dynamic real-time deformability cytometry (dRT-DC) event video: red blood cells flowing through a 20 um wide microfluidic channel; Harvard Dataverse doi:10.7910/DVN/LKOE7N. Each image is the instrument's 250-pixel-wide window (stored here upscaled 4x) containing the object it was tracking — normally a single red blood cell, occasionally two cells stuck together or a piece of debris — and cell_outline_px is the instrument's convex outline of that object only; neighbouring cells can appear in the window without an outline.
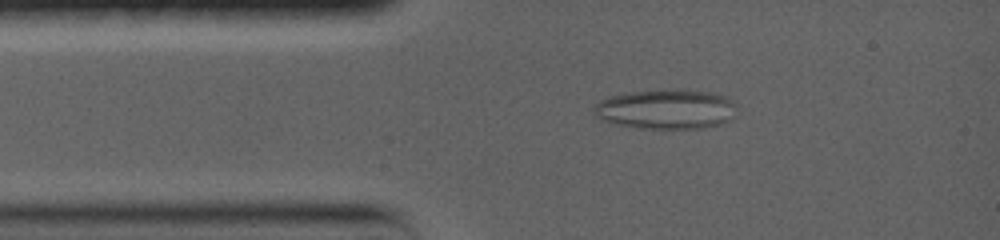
{"species": "common noctule bat (a hibernating species)", "species_latin": "Nyctalus noctula", "temperature_condition": "warm", "stored_images_in_passage": 71, "camera_frame_rate_fps": 5000, "um_per_image_px": 0.085, "animal": {"sex": "female", "body_mass_g": 19.0, "forearm_length_mm": 56.7}, "frame": {"image": 1, "passage_image": 7, "time_ms": 2.0, "image_size_px": [1000, 240], "cell_outline_px": [[736, 116], [732, 120], [720, 124], [704, 128], [636, 128], [616, 124], [604, 120], [596, 116], [592, 112], [596, 104], [600, 100], [612, 96], [632, 92], [712, 92], [724, 96], [736, 104]], "centroid_in_image_um": [56.65, 9.33], "position_along_channel_um": 28.3, "area_um2": 32.19}}
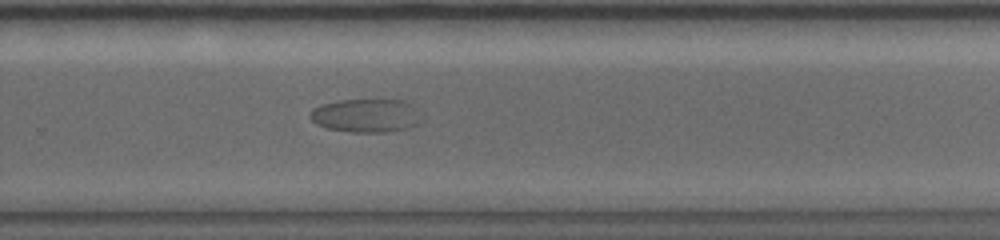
{"frame": {"image": 2, "passage_image": 40, "time_ms": 10.8, "image_size_px": [1000, 240], "cell_outline_px": [[424, 120], [420, 124], [408, 128], [388, 132], [352, 132], [328, 128], [316, 124], [312, 120], [312, 112], [316, 108], [324, 104], [340, 100], [380, 96], [404, 100], [412, 104], [424, 116]], "centroid_in_image_um": [31.28, 9.77], "position_along_channel_um": 298.5, "area_um2": 22.72}}
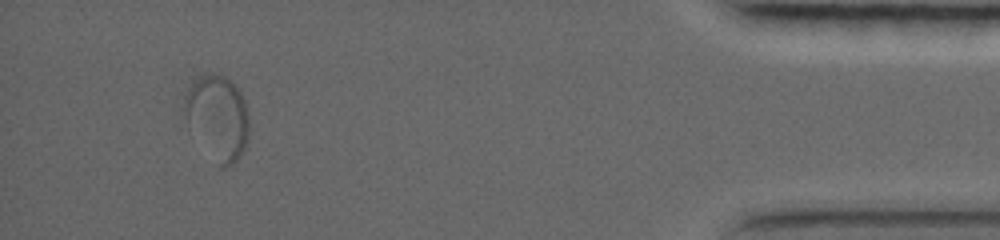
{"frame": {"image": 3, "passage_image": 65, "time_ms": 16.8, "image_size_px": [1000, 240], "cell_outline_px": [[248, 140], [240, 156], [232, 164], [224, 168], [220, 168], [188, 128], [184, 100], [188, 88], [200, 76], [224, 76], [240, 92], [244, 100], [248, 116]], "centroid_in_image_um": [18.5, 10.05], "position_along_channel_um": 416.7, "area_um2": 31.15}}